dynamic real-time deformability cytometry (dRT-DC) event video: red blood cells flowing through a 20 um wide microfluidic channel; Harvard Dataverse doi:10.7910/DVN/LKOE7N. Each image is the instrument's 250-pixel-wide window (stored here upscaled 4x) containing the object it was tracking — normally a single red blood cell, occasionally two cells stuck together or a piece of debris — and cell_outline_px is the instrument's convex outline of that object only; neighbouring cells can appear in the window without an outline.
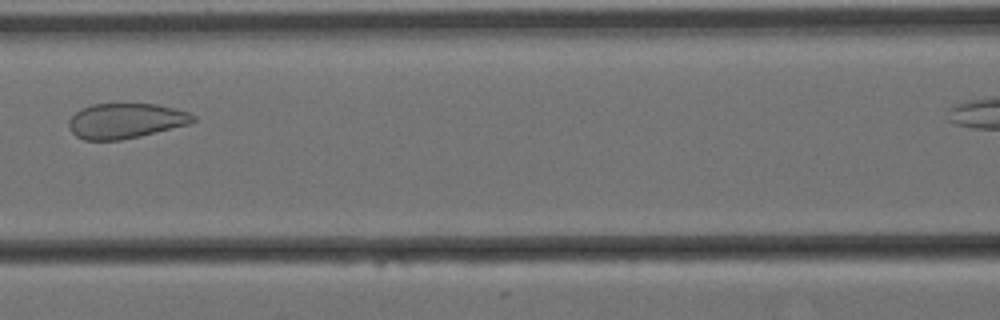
{"species": "Egyptian fruit bat (a non-hibernating species)", "species_latin": "Rousettus aegyptiacus", "temperature_condition": "cold", "stored_images_in_passage": 10, "segment_of_instrument_passage": [1, 2], "camera_frame_rate_fps": 3000, "um_per_image_px": 0.085, "animal": {"sex": "female"}, "frame": {"image": 1, "passage_image": 5, "time_ms": 1.333, "image_size_px": [1000, 320], "cell_outline_px": [[196, 120], [188, 124], [140, 136], [120, 140], [84, 140], [76, 136], [68, 128], [68, 120], [80, 108], [92, 104], [156, 104], [188, 112], [196, 116]], "centroid_in_image_um": [10.64, 10.27], "position_along_channel_um": 156.0, "area_um2": 25.37}}
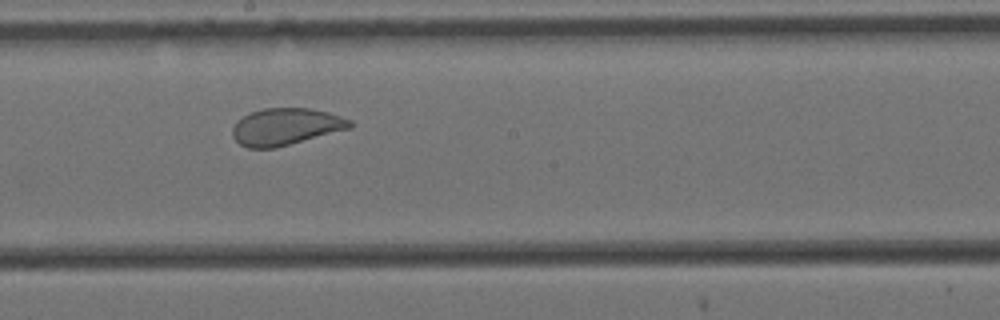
{"frame": {"image": 2, "passage_image": 7, "time_ms": 2.0, "image_size_px": [1000, 320], "cell_outline_px": [[352, 128], [276, 148], [248, 148], [240, 144], [232, 136], [232, 128], [248, 112], [264, 108], [308, 108], [328, 112], [352, 120]], "centroid_in_image_um": [24.31, 10.77], "position_along_channel_um": 223.9, "area_um2": 25.32}}
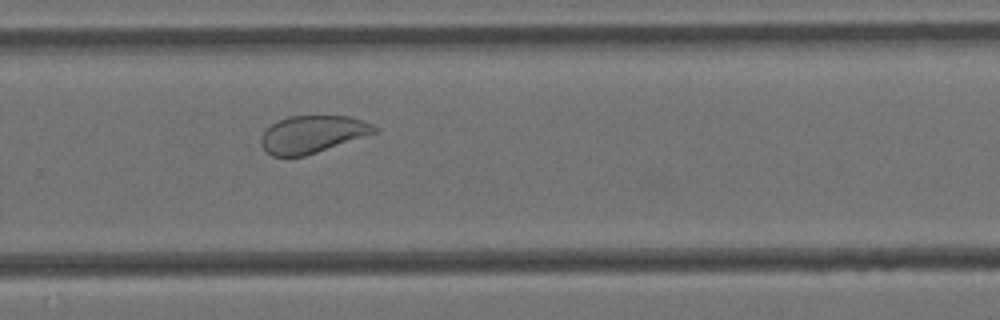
{"frame": {"image": 3, "passage_image": 9, "time_ms": 2.667, "image_size_px": [1000, 320], "cell_outline_px": [[380, 132], [304, 156], [272, 156], [260, 144], [260, 136], [272, 124], [288, 116], [348, 116], [372, 124], [380, 128]], "centroid_in_image_um": [26.59, 11.41], "position_along_channel_um": 303.2, "area_um2": 24.62}}